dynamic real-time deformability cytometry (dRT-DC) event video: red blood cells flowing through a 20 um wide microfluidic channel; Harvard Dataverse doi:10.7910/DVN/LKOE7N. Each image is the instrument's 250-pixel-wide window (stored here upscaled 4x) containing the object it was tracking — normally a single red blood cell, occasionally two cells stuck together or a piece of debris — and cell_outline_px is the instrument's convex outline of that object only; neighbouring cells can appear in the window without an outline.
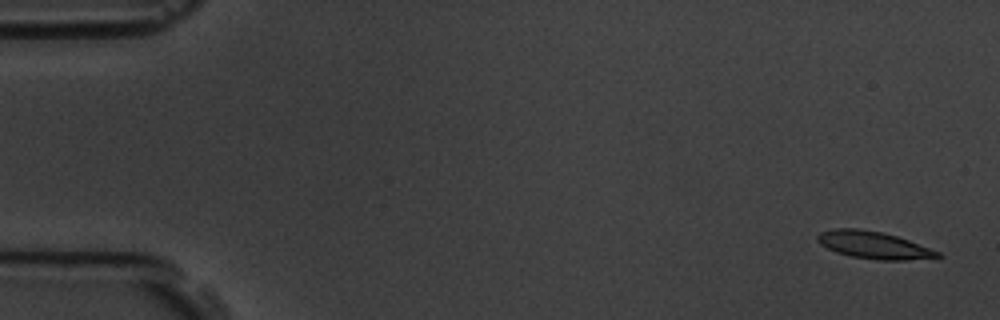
{"species": "common noctule bat (a hibernating species)", "species_latin": "Nyctalus noctula", "temperature_condition": "room temperature", "stored_images_in_passage": 4, "camera_frame_rate_fps": 3000, "um_per_image_px": 0.085, "animal": {"sex": "male", "body_mass_g": 19.5, "forearm_length_mm": 54.6}, "frame": {"image": 1, "passage_image": 1, "time_ms": 0.0, "image_size_px": [1000, 320], "cell_outline_px": [[944, 256], [936, 260], [880, 260], [852, 256], [836, 252], [820, 244], [816, 240], [816, 236], [820, 232], [836, 228], [860, 228], [880, 232], [896, 236], [908, 240], [940, 252]], "centroid_in_image_um": [74.33, 20.85], "position_along_channel_um": 10.7, "area_um2": 19.31}}
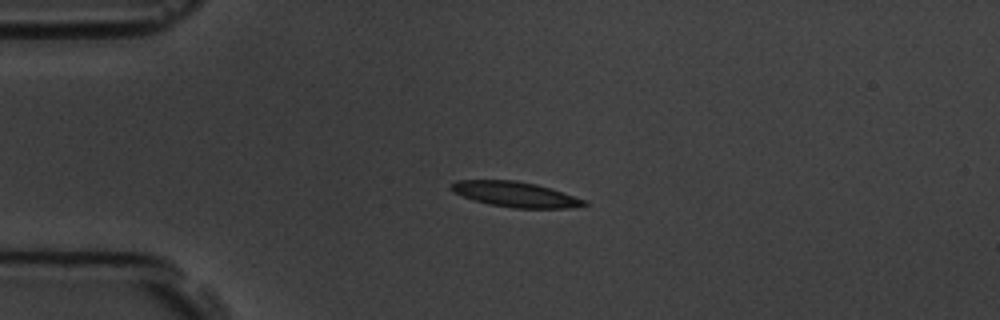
{"frame": {"image": 2, "passage_image": 4, "time_ms": 3.667, "image_size_px": [1000, 320], "cell_outline_px": [[588, 204], [568, 208], [512, 208], [488, 204], [472, 200], [448, 188], [456, 180], [516, 180], [536, 184], [552, 188], [588, 200]], "centroid_in_image_um": [43.84, 16.52], "position_along_channel_um": 41.2, "area_um2": 19.71}}